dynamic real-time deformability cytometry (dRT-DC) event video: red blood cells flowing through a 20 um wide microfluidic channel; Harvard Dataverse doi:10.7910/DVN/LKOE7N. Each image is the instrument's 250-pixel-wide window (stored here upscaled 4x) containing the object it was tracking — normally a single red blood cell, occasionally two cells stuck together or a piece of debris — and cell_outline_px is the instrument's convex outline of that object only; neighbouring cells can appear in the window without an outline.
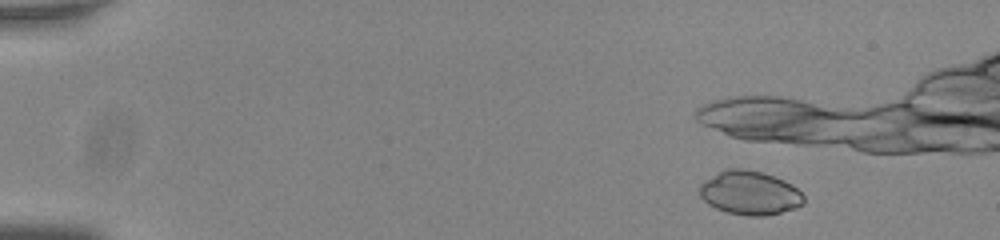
{"species": "common noctule bat (a hibernating species)", "species_latin": "Nyctalus noctula", "temperature_condition": "room temperature", "stored_images_in_passage": 10, "camera_frame_rate_fps": 3000, "um_per_image_px": 0.085, "animal": {"sex": "male", "body_mass_g": 20.0, "forearm_length_mm": 53.3}, "frame": {"image": 1, "passage_image": 5, "time_ms": 1.333, "image_size_px": [1000, 240], "cell_outline_px": [[804, 204], [796, 208], [764, 216], [748, 216], [728, 212], [716, 208], [708, 204], [700, 196], [700, 184], [704, 180], [716, 172], [728, 168], [744, 168], [776, 176], [792, 184], [804, 196]], "centroid_in_image_um": [63.73, 16.38], "position_along_channel_um": 21.3, "area_um2": 26.76}}